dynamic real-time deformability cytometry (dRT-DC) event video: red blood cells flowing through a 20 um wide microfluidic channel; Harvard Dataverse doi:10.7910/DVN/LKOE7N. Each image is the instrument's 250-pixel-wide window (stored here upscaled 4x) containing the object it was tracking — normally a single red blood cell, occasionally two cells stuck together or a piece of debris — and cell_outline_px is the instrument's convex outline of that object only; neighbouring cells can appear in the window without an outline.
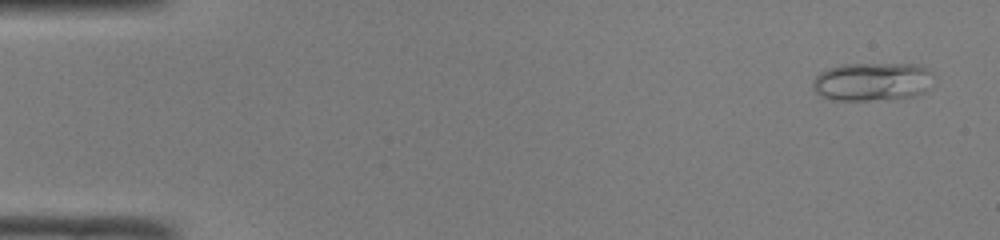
{"species": "common noctule bat (a hibernating species)", "species_latin": "Nyctalus noctula", "temperature_condition": "room temperature", "stored_images_in_passage": 14, "camera_frame_rate_fps": 3000, "um_per_image_px": 0.085, "animal": {"sex": "male", "body_mass_g": 19.0, "forearm_length_mm": 50.8}, "frame": {"image": 1, "passage_image": 3, "time_ms": 0.667, "image_size_px": [1000, 240], "cell_outline_px": [[932, 72], [928, 88], [924, 92], [912, 96], [896, 100], [832, 100], [820, 96], [812, 88], [812, 80], [820, 72], [828, 68], [840, 64], [916, 64], [928, 68]], "centroid_in_image_um": [74.11, 6.95], "position_along_channel_um": 10.9, "area_um2": 27.4}}